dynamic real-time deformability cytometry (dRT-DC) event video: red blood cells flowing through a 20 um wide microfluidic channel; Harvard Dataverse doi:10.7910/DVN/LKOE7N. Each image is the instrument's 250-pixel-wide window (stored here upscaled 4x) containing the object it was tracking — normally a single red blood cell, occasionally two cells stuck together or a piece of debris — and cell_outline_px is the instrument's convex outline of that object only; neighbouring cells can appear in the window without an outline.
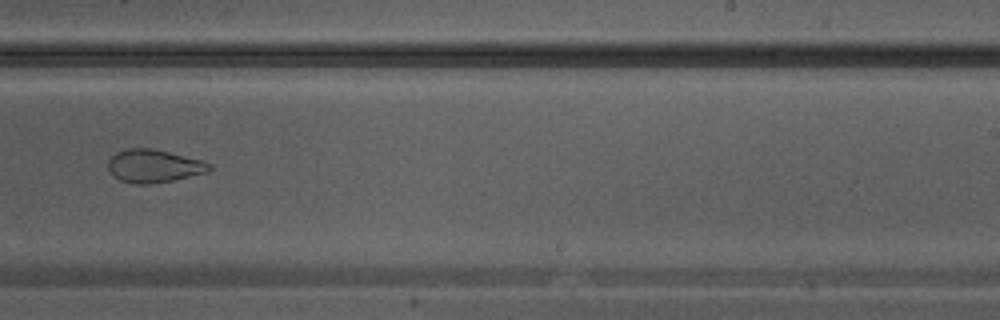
{"species": "Egyptian fruit bat (a non-hibernating species)", "species_latin": "Rousettus aegyptiacus", "temperature_condition": "warm", "stored_images_in_passage": 13, "camera_frame_rate_fps": 3000, "um_per_image_px": 0.085, "animal": {"sex": "male"}, "frame": {"image": 1, "passage_image": 10, "time_ms": 3.0, "image_size_px": [1000, 320], "cell_outline_px": [[212, 168], [204, 172], [172, 180], [152, 184], [136, 184], [120, 180], [112, 176], [108, 168], [108, 160], [116, 152], [124, 148], [152, 148], [204, 160], [212, 164]], "centroid_in_image_um": [13.04, 14.1], "position_along_channel_um": 276.0, "area_um2": 19.54}}